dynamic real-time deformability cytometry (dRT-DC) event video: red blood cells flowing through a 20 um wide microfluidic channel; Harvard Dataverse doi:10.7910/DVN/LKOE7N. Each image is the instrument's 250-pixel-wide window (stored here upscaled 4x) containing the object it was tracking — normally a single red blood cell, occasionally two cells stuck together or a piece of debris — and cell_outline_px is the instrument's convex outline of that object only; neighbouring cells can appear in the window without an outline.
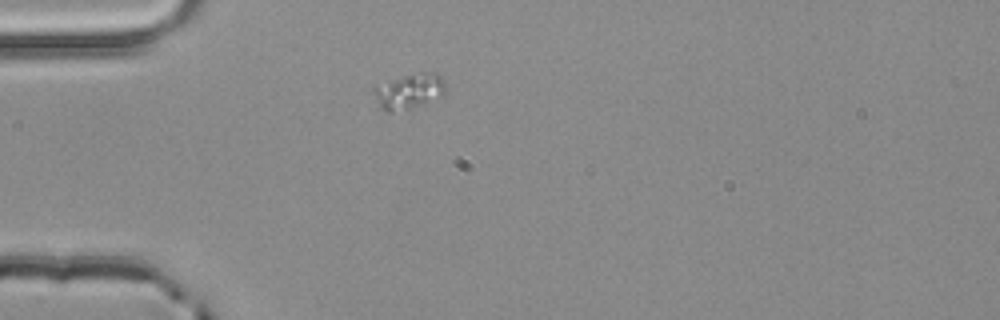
{"species": "common noctule bat (a hibernating species)", "species_latin": "Nyctalus noctula", "temperature_condition": "room temperature", "stored_images_in_passage": 1, "camera_frame_rate_fps": 3000, "um_per_image_px": 0.085, "animal": {"sex": "male", "body_mass_g": 20.4}, "frame": {"image": 1, "passage_image": 1, "time_ms": 0.0, "image_size_px": [1000, 320], "cell_outline_px": [[444, 96], [408, 108], [392, 112], [384, 112], [380, 108], [372, 88], [376, 84], [404, 76], [420, 72], [436, 72], [444, 80]], "centroid_in_image_um": [34.75, 7.74], "position_along_channel_um": 50.3, "area_um2": 14.62}}